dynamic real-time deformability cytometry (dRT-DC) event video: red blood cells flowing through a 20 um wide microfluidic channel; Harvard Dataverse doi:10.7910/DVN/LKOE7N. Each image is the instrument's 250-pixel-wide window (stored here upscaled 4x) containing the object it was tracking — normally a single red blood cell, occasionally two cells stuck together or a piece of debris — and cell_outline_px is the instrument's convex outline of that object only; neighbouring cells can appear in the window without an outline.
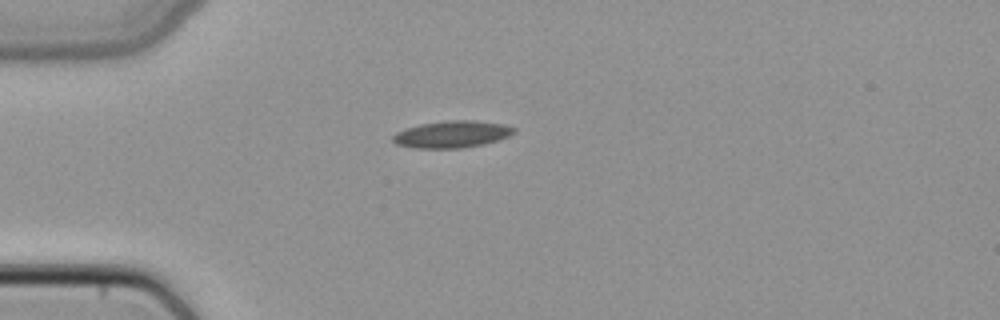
{"species": "common noctule bat (a hibernating species)", "species_latin": "Nyctalus noctula", "temperature_condition": "cold", "stored_images_in_passage": 1, "camera_frame_rate_fps": 3000, "um_per_image_px": 0.085, "animal": {"sex": "female", "body_mass_g": 22.7, "forearm_length_mm": 54.2}, "frame": {"image": 1, "passage_image": 1, "time_ms": 0.0, "image_size_px": [1000, 320], "cell_outline_px": [[516, 132], [500, 140], [484, 144], [460, 148], [412, 148], [396, 144], [392, 140], [392, 136], [396, 132], [420, 124], [448, 120], [476, 120], [504, 124], [516, 128]], "centroid_in_image_um": [38.44, 11.41], "position_along_channel_um": 46.6, "area_um2": 19.13}}